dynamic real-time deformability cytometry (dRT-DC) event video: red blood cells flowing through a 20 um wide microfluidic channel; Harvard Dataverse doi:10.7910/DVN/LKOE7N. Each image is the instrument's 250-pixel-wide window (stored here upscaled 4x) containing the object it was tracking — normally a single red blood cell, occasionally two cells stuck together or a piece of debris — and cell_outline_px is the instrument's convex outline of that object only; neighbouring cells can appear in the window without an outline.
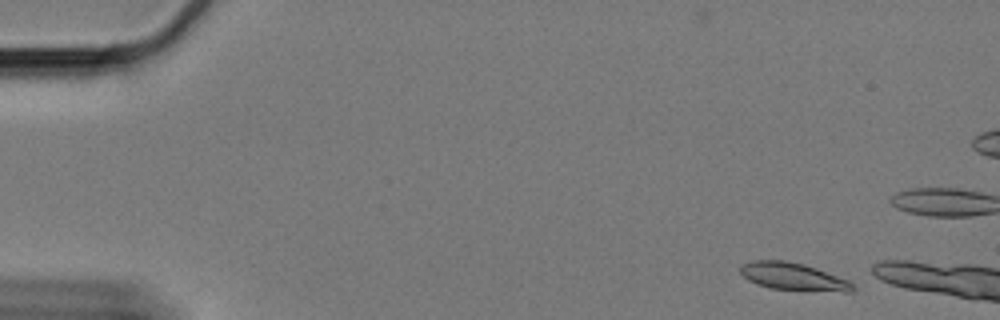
{"species": "Egyptian fruit bat (a non-hibernating species)", "species_latin": "Rousettus aegyptiacus", "temperature_condition": "cold", "stored_images_in_passage": 14, "camera_frame_rate_fps": 3000, "um_per_image_px": 0.085, "animal": {"sex": "female"}, "frame": {"image": 1, "passage_image": 3, "time_ms": 0.667, "image_size_px": [1000, 320], "cell_outline_px": [[856, 288], [852, 292], [844, 292], [772, 288], [756, 284], [748, 280], [740, 272], [740, 264], [752, 260], [784, 260], [804, 264], [816, 268], [848, 280]], "centroid_in_image_um": [67.4, 23.5], "position_along_channel_um": 17.6, "area_um2": 17.92}}